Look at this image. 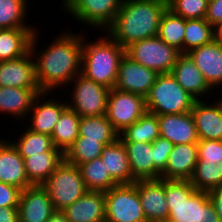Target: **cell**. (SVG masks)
Instances as JSON below:
<instances>
[{
	"mask_svg": "<svg viewBox=\"0 0 222 222\" xmlns=\"http://www.w3.org/2000/svg\"><path fill=\"white\" fill-rule=\"evenodd\" d=\"M66 29L59 34L57 32L50 44H42L43 49H39V34L43 36L39 27L32 36L30 51L35 61L36 79L42 92H63L81 73L83 31L79 33Z\"/></svg>",
	"mask_w": 222,
	"mask_h": 222,
	"instance_id": "cell-1",
	"label": "cell"
},
{
	"mask_svg": "<svg viewBox=\"0 0 222 222\" xmlns=\"http://www.w3.org/2000/svg\"><path fill=\"white\" fill-rule=\"evenodd\" d=\"M166 9L167 0H124L104 32L125 49L133 42L158 36Z\"/></svg>",
	"mask_w": 222,
	"mask_h": 222,
	"instance_id": "cell-2",
	"label": "cell"
},
{
	"mask_svg": "<svg viewBox=\"0 0 222 222\" xmlns=\"http://www.w3.org/2000/svg\"><path fill=\"white\" fill-rule=\"evenodd\" d=\"M83 29V48L81 74L109 89L115 87L119 64L125 55V49L114 41L106 32L90 40ZM102 34V35H101Z\"/></svg>",
	"mask_w": 222,
	"mask_h": 222,
	"instance_id": "cell-3",
	"label": "cell"
},
{
	"mask_svg": "<svg viewBox=\"0 0 222 222\" xmlns=\"http://www.w3.org/2000/svg\"><path fill=\"white\" fill-rule=\"evenodd\" d=\"M167 222H220L207 191L196 190L190 180H166Z\"/></svg>",
	"mask_w": 222,
	"mask_h": 222,
	"instance_id": "cell-4",
	"label": "cell"
},
{
	"mask_svg": "<svg viewBox=\"0 0 222 222\" xmlns=\"http://www.w3.org/2000/svg\"><path fill=\"white\" fill-rule=\"evenodd\" d=\"M145 100L147 112L157 116L189 112L196 101L171 73L158 74Z\"/></svg>",
	"mask_w": 222,
	"mask_h": 222,
	"instance_id": "cell-5",
	"label": "cell"
},
{
	"mask_svg": "<svg viewBox=\"0 0 222 222\" xmlns=\"http://www.w3.org/2000/svg\"><path fill=\"white\" fill-rule=\"evenodd\" d=\"M124 0H62L64 15L90 27L95 33L105 31L114 21Z\"/></svg>",
	"mask_w": 222,
	"mask_h": 222,
	"instance_id": "cell-6",
	"label": "cell"
},
{
	"mask_svg": "<svg viewBox=\"0 0 222 222\" xmlns=\"http://www.w3.org/2000/svg\"><path fill=\"white\" fill-rule=\"evenodd\" d=\"M41 186L47 191L56 211L64 210L88 191L79 167L65 160Z\"/></svg>",
	"mask_w": 222,
	"mask_h": 222,
	"instance_id": "cell-7",
	"label": "cell"
},
{
	"mask_svg": "<svg viewBox=\"0 0 222 222\" xmlns=\"http://www.w3.org/2000/svg\"><path fill=\"white\" fill-rule=\"evenodd\" d=\"M67 86L62 94L68 97V99L71 97V100L67 99L68 107L80 117H93L106 114L109 88L86 78L81 73ZM69 87H71L69 90L71 95L67 92Z\"/></svg>",
	"mask_w": 222,
	"mask_h": 222,
	"instance_id": "cell-8",
	"label": "cell"
},
{
	"mask_svg": "<svg viewBox=\"0 0 222 222\" xmlns=\"http://www.w3.org/2000/svg\"><path fill=\"white\" fill-rule=\"evenodd\" d=\"M125 54L135 62L162 74L171 73L182 53L155 36L133 42L125 48Z\"/></svg>",
	"mask_w": 222,
	"mask_h": 222,
	"instance_id": "cell-9",
	"label": "cell"
},
{
	"mask_svg": "<svg viewBox=\"0 0 222 222\" xmlns=\"http://www.w3.org/2000/svg\"><path fill=\"white\" fill-rule=\"evenodd\" d=\"M198 162L190 179L199 191L222 187V140H199Z\"/></svg>",
	"mask_w": 222,
	"mask_h": 222,
	"instance_id": "cell-10",
	"label": "cell"
},
{
	"mask_svg": "<svg viewBox=\"0 0 222 222\" xmlns=\"http://www.w3.org/2000/svg\"><path fill=\"white\" fill-rule=\"evenodd\" d=\"M104 196L105 222H147L134 183L114 186Z\"/></svg>",
	"mask_w": 222,
	"mask_h": 222,
	"instance_id": "cell-11",
	"label": "cell"
},
{
	"mask_svg": "<svg viewBox=\"0 0 222 222\" xmlns=\"http://www.w3.org/2000/svg\"><path fill=\"white\" fill-rule=\"evenodd\" d=\"M147 112L145 97L112 88L107 99L106 116L120 134Z\"/></svg>",
	"mask_w": 222,
	"mask_h": 222,
	"instance_id": "cell-12",
	"label": "cell"
},
{
	"mask_svg": "<svg viewBox=\"0 0 222 222\" xmlns=\"http://www.w3.org/2000/svg\"><path fill=\"white\" fill-rule=\"evenodd\" d=\"M55 94V92H42L35 97L27 119H25L27 125L24 127L36 133L52 135L60 115L68 107L67 99L63 95L61 96V93H57L63 100L58 99L60 97ZM54 96L55 98H53Z\"/></svg>",
	"mask_w": 222,
	"mask_h": 222,
	"instance_id": "cell-13",
	"label": "cell"
},
{
	"mask_svg": "<svg viewBox=\"0 0 222 222\" xmlns=\"http://www.w3.org/2000/svg\"><path fill=\"white\" fill-rule=\"evenodd\" d=\"M157 76L156 71L135 62L125 54L119 64L114 88L146 97Z\"/></svg>",
	"mask_w": 222,
	"mask_h": 222,
	"instance_id": "cell-14",
	"label": "cell"
},
{
	"mask_svg": "<svg viewBox=\"0 0 222 222\" xmlns=\"http://www.w3.org/2000/svg\"><path fill=\"white\" fill-rule=\"evenodd\" d=\"M199 140H222V97L195 101L191 109Z\"/></svg>",
	"mask_w": 222,
	"mask_h": 222,
	"instance_id": "cell-15",
	"label": "cell"
},
{
	"mask_svg": "<svg viewBox=\"0 0 222 222\" xmlns=\"http://www.w3.org/2000/svg\"><path fill=\"white\" fill-rule=\"evenodd\" d=\"M134 184L147 222H167L169 208L165 197V179L139 180Z\"/></svg>",
	"mask_w": 222,
	"mask_h": 222,
	"instance_id": "cell-16",
	"label": "cell"
},
{
	"mask_svg": "<svg viewBox=\"0 0 222 222\" xmlns=\"http://www.w3.org/2000/svg\"><path fill=\"white\" fill-rule=\"evenodd\" d=\"M55 211L47 191L41 185H32L21 190L18 205L19 222H47Z\"/></svg>",
	"mask_w": 222,
	"mask_h": 222,
	"instance_id": "cell-17",
	"label": "cell"
},
{
	"mask_svg": "<svg viewBox=\"0 0 222 222\" xmlns=\"http://www.w3.org/2000/svg\"><path fill=\"white\" fill-rule=\"evenodd\" d=\"M203 74L209 87L219 96L222 91V45L212 42L187 53Z\"/></svg>",
	"mask_w": 222,
	"mask_h": 222,
	"instance_id": "cell-18",
	"label": "cell"
},
{
	"mask_svg": "<svg viewBox=\"0 0 222 222\" xmlns=\"http://www.w3.org/2000/svg\"><path fill=\"white\" fill-rule=\"evenodd\" d=\"M171 74L175 77L179 85L196 101L208 100L209 98L211 100L213 96H217L215 95L217 93L209 87L203 74L188 54H181L179 56Z\"/></svg>",
	"mask_w": 222,
	"mask_h": 222,
	"instance_id": "cell-19",
	"label": "cell"
},
{
	"mask_svg": "<svg viewBox=\"0 0 222 222\" xmlns=\"http://www.w3.org/2000/svg\"><path fill=\"white\" fill-rule=\"evenodd\" d=\"M0 87L40 88L30 50L24 56L0 62Z\"/></svg>",
	"mask_w": 222,
	"mask_h": 222,
	"instance_id": "cell-20",
	"label": "cell"
},
{
	"mask_svg": "<svg viewBox=\"0 0 222 222\" xmlns=\"http://www.w3.org/2000/svg\"><path fill=\"white\" fill-rule=\"evenodd\" d=\"M160 137L174 145L197 144L199 137L191 111L181 114H163L157 116Z\"/></svg>",
	"mask_w": 222,
	"mask_h": 222,
	"instance_id": "cell-21",
	"label": "cell"
},
{
	"mask_svg": "<svg viewBox=\"0 0 222 222\" xmlns=\"http://www.w3.org/2000/svg\"><path fill=\"white\" fill-rule=\"evenodd\" d=\"M1 138L2 135L0 137V182L21 190L32 186L25 171L24 159L6 136Z\"/></svg>",
	"mask_w": 222,
	"mask_h": 222,
	"instance_id": "cell-22",
	"label": "cell"
},
{
	"mask_svg": "<svg viewBox=\"0 0 222 222\" xmlns=\"http://www.w3.org/2000/svg\"><path fill=\"white\" fill-rule=\"evenodd\" d=\"M42 93L41 88L0 87V115H10L11 120L24 123L35 97Z\"/></svg>",
	"mask_w": 222,
	"mask_h": 222,
	"instance_id": "cell-23",
	"label": "cell"
},
{
	"mask_svg": "<svg viewBox=\"0 0 222 222\" xmlns=\"http://www.w3.org/2000/svg\"><path fill=\"white\" fill-rule=\"evenodd\" d=\"M197 162V144L174 145L161 178L166 180H190Z\"/></svg>",
	"mask_w": 222,
	"mask_h": 222,
	"instance_id": "cell-24",
	"label": "cell"
},
{
	"mask_svg": "<svg viewBox=\"0 0 222 222\" xmlns=\"http://www.w3.org/2000/svg\"><path fill=\"white\" fill-rule=\"evenodd\" d=\"M62 212L69 222H105L104 192L87 191Z\"/></svg>",
	"mask_w": 222,
	"mask_h": 222,
	"instance_id": "cell-25",
	"label": "cell"
},
{
	"mask_svg": "<svg viewBox=\"0 0 222 222\" xmlns=\"http://www.w3.org/2000/svg\"><path fill=\"white\" fill-rule=\"evenodd\" d=\"M100 158L106 167V171L118 185L133 183L127 150L120 138L111 144L105 145Z\"/></svg>",
	"mask_w": 222,
	"mask_h": 222,
	"instance_id": "cell-26",
	"label": "cell"
},
{
	"mask_svg": "<svg viewBox=\"0 0 222 222\" xmlns=\"http://www.w3.org/2000/svg\"><path fill=\"white\" fill-rule=\"evenodd\" d=\"M128 155L133 183L139 180H155L154 155L151 143L123 142Z\"/></svg>",
	"mask_w": 222,
	"mask_h": 222,
	"instance_id": "cell-27",
	"label": "cell"
},
{
	"mask_svg": "<svg viewBox=\"0 0 222 222\" xmlns=\"http://www.w3.org/2000/svg\"><path fill=\"white\" fill-rule=\"evenodd\" d=\"M38 28L0 29V62L24 56L30 50L31 39Z\"/></svg>",
	"mask_w": 222,
	"mask_h": 222,
	"instance_id": "cell-28",
	"label": "cell"
},
{
	"mask_svg": "<svg viewBox=\"0 0 222 222\" xmlns=\"http://www.w3.org/2000/svg\"><path fill=\"white\" fill-rule=\"evenodd\" d=\"M64 161L61 150H50L24 159L25 171L31 185H42Z\"/></svg>",
	"mask_w": 222,
	"mask_h": 222,
	"instance_id": "cell-29",
	"label": "cell"
},
{
	"mask_svg": "<svg viewBox=\"0 0 222 222\" xmlns=\"http://www.w3.org/2000/svg\"><path fill=\"white\" fill-rule=\"evenodd\" d=\"M80 116L67 107L51 135L54 146L65 153L79 136Z\"/></svg>",
	"mask_w": 222,
	"mask_h": 222,
	"instance_id": "cell-30",
	"label": "cell"
},
{
	"mask_svg": "<svg viewBox=\"0 0 222 222\" xmlns=\"http://www.w3.org/2000/svg\"><path fill=\"white\" fill-rule=\"evenodd\" d=\"M20 133L18 135L16 134L18 138L8 140L17 149L19 155L23 159L31 157L32 155L48 152L50 150H60L54 146L50 135L33 132L27 127Z\"/></svg>",
	"mask_w": 222,
	"mask_h": 222,
	"instance_id": "cell-31",
	"label": "cell"
},
{
	"mask_svg": "<svg viewBox=\"0 0 222 222\" xmlns=\"http://www.w3.org/2000/svg\"><path fill=\"white\" fill-rule=\"evenodd\" d=\"M78 137L97 140L104 145H108L119 139V133L104 114L101 116L81 117Z\"/></svg>",
	"mask_w": 222,
	"mask_h": 222,
	"instance_id": "cell-32",
	"label": "cell"
},
{
	"mask_svg": "<svg viewBox=\"0 0 222 222\" xmlns=\"http://www.w3.org/2000/svg\"><path fill=\"white\" fill-rule=\"evenodd\" d=\"M29 3L32 2L29 0H0V28H37V23L35 26L28 21L30 19L28 14L31 12Z\"/></svg>",
	"mask_w": 222,
	"mask_h": 222,
	"instance_id": "cell-33",
	"label": "cell"
},
{
	"mask_svg": "<svg viewBox=\"0 0 222 222\" xmlns=\"http://www.w3.org/2000/svg\"><path fill=\"white\" fill-rule=\"evenodd\" d=\"M160 136L157 115L146 112L119 134L122 142L152 143Z\"/></svg>",
	"mask_w": 222,
	"mask_h": 222,
	"instance_id": "cell-34",
	"label": "cell"
},
{
	"mask_svg": "<svg viewBox=\"0 0 222 222\" xmlns=\"http://www.w3.org/2000/svg\"><path fill=\"white\" fill-rule=\"evenodd\" d=\"M88 191L106 192L118 184L106 171L101 158H96L78 166Z\"/></svg>",
	"mask_w": 222,
	"mask_h": 222,
	"instance_id": "cell-35",
	"label": "cell"
},
{
	"mask_svg": "<svg viewBox=\"0 0 222 222\" xmlns=\"http://www.w3.org/2000/svg\"><path fill=\"white\" fill-rule=\"evenodd\" d=\"M185 26L186 19L167 8L160 20L158 37L183 54Z\"/></svg>",
	"mask_w": 222,
	"mask_h": 222,
	"instance_id": "cell-36",
	"label": "cell"
},
{
	"mask_svg": "<svg viewBox=\"0 0 222 222\" xmlns=\"http://www.w3.org/2000/svg\"><path fill=\"white\" fill-rule=\"evenodd\" d=\"M183 54L214 40V27L205 18L186 20Z\"/></svg>",
	"mask_w": 222,
	"mask_h": 222,
	"instance_id": "cell-37",
	"label": "cell"
},
{
	"mask_svg": "<svg viewBox=\"0 0 222 222\" xmlns=\"http://www.w3.org/2000/svg\"><path fill=\"white\" fill-rule=\"evenodd\" d=\"M103 143L97 140L78 137L70 148L64 153V160L75 166L99 158L102 154Z\"/></svg>",
	"mask_w": 222,
	"mask_h": 222,
	"instance_id": "cell-38",
	"label": "cell"
},
{
	"mask_svg": "<svg viewBox=\"0 0 222 222\" xmlns=\"http://www.w3.org/2000/svg\"><path fill=\"white\" fill-rule=\"evenodd\" d=\"M207 7L208 0H167V8L186 20L205 18Z\"/></svg>",
	"mask_w": 222,
	"mask_h": 222,
	"instance_id": "cell-39",
	"label": "cell"
},
{
	"mask_svg": "<svg viewBox=\"0 0 222 222\" xmlns=\"http://www.w3.org/2000/svg\"><path fill=\"white\" fill-rule=\"evenodd\" d=\"M151 147L154 155L155 179H160L161 174L165 171V167L168 162L169 155L173 150L174 144L159 136L151 143Z\"/></svg>",
	"mask_w": 222,
	"mask_h": 222,
	"instance_id": "cell-40",
	"label": "cell"
},
{
	"mask_svg": "<svg viewBox=\"0 0 222 222\" xmlns=\"http://www.w3.org/2000/svg\"><path fill=\"white\" fill-rule=\"evenodd\" d=\"M21 189L0 182V208L1 207H18Z\"/></svg>",
	"mask_w": 222,
	"mask_h": 222,
	"instance_id": "cell-41",
	"label": "cell"
},
{
	"mask_svg": "<svg viewBox=\"0 0 222 222\" xmlns=\"http://www.w3.org/2000/svg\"><path fill=\"white\" fill-rule=\"evenodd\" d=\"M205 20L213 27L222 23V0L208 2Z\"/></svg>",
	"mask_w": 222,
	"mask_h": 222,
	"instance_id": "cell-42",
	"label": "cell"
},
{
	"mask_svg": "<svg viewBox=\"0 0 222 222\" xmlns=\"http://www.w3.org/2000/svg\"><path fill=\"white\" fill-rule=\"evenodd\" d=\"M209 198L214 206L217 215L222 222V187L208 191Z\"/></svg>",
	"mask_w": 222,
	"mask_h": 222,
	"instance_id": "cell-43",
	"label": "cell"
},
{
	"mask_svg": "<svg viewBox=\"0 0 222 222\" xmlns=\"http://www.w3.org/2000/svg\"><path fill=\"white\" fill-rule=\"evenodd\" d=\"M0 222H19L18 207H1Z\"/></svg>",
	"mask_w": 222,
	"mask_h": 222,
	"instance_id": "cell-44",
	"label": "cell"
},
{
	"mask_svg": "<svg viewBox=\"0 0 222 222\" xmlns=\"http://www.w3.org/2000/svg\"><path fill=\"white\" fill-rule=\"evenodd\" d=\"M47 222H69L62 211H55Z\"/></svg>",
	"mask_w": 222,
	"mask_h": 222,
	"instance_id": "cell-45",
	"label": "cell"
},
{
	"mask_svg": "<svg viewBox=\"0 0 222 222\" xmlns=\"http://www.w3.org/2000/svg\"><path fill=\"white\" fill-rule=\"evenodd\" d=\"M214 40L222 45V23L214 27Z\"/></svg>",
	"mask_w": 222,
	"mask_h": 222,
	"instance_id": "cell-46",
	"label": "cell"
}]
</instances>
